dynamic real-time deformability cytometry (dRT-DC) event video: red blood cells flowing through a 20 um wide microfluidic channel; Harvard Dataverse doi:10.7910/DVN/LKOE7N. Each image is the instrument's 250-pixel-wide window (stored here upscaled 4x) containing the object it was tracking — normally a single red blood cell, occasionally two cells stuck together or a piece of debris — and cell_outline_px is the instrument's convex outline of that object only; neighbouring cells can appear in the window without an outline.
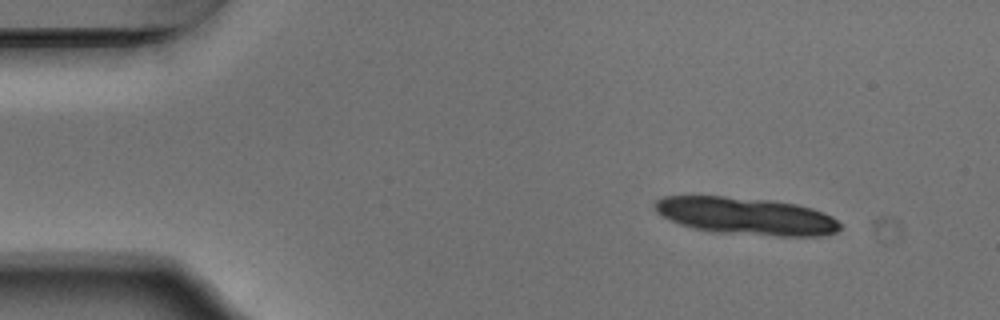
{"species": "Egyptian fruit bat (a non-hibernating species)", "species_latin": "Rousettus aegyptiacus", "temperature_condition": "warm", "stored_images_in_passage": 8, "camera_frame_rate_fps": 3000, "um_per_image_px": 0.085, "animal": {"sex": "male"}, "frame": {"image": 1, "passage_image": 1, "time_ms": 0.0, "image_size_px": [1000, 320], "cell_outline_px": [[840, 224], [836, 228], [828, 232], [772, 232], [712, 228], [692, 224], [668, 216], [660, 208], [660, 200], [676, 196], [712, 196], [788, 204], [804, 208], [828, 216]], "centroid_in_image_um": [63.39, 18.26], "position_along_channel_um": 21.6, "area_um2": 33.12}}